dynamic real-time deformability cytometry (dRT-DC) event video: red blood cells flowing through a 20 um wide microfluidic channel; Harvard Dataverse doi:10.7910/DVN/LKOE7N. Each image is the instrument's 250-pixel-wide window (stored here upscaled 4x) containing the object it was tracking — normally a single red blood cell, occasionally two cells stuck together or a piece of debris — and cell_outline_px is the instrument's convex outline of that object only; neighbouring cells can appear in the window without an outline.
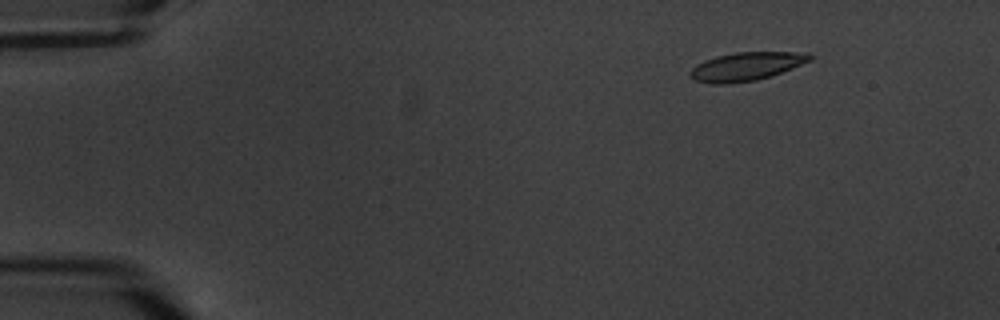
{"species": "common noctule bat (a hibernating species)", "species_latin": "Nyctalus noctula", "temperature_condition": "warm", "stored_images_in_passage": 5, "camera_frame_rate_fps": 3000, "um_per_image_px": 0.085, "animal": {"sex": "male", "body_mass_g": 20.1, "forearm_length_mm": 53.5}, "frame": {"image": 1, "passage_image": 2, "time_ms": 1.333, "image_size_px": [1000, 320], "cell_outline_px": [[812, 60], [792, 68], [756, 80], [728, 84], [712, 84], [696, 80], [688, 76], [688, 72], [692, 68], [704, 60], [716, 56], [736, 52], [808, 52], [812, 56]], "centroid_in_image_um": [63.41, 5.64], "position_along_channel_um": 21.6, "area_um2": 19.77}}
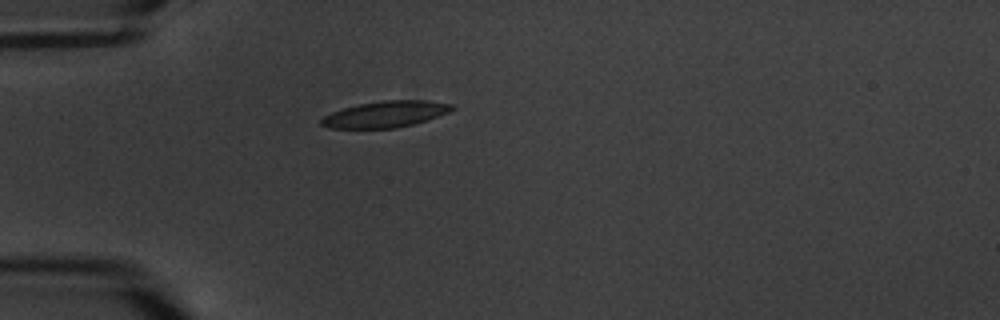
{"frame": {"image": 2, "passage_image": 5, "time_ms": 4.667, "image_size_px": [1000, 320], "cell_outline_px": [[456, 108], [448, 112], [428, 120], [396, 128], [328, 128], [320, 124], [320, 120], [324, 116], [332, 112], [344, 108], [360, 104], [384, 100], [424, 100], [452, 104]], "centroid_in_image_um": [32.77, 9.71], "position_along_channel_um": 52.2, "area_um2": 19.88}}